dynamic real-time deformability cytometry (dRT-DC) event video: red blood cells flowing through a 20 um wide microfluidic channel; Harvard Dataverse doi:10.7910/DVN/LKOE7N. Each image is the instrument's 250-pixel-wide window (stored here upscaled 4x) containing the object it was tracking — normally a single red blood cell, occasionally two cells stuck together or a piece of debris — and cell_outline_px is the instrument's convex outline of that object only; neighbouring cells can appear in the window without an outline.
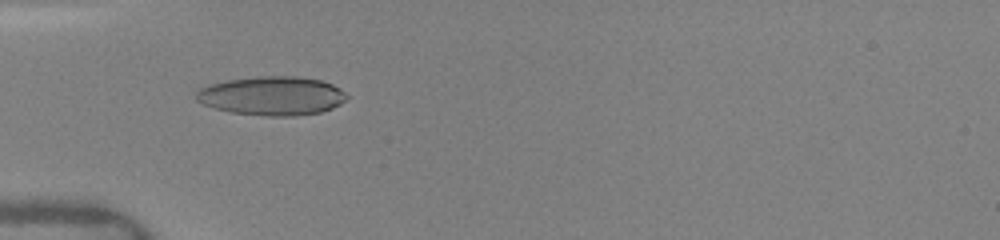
{"species": "human", "species_latin": "Homo sapiens", "temperature_condition": "warm", "stored_images_in_passage": 3, "camera_frame_rate_fps": 3000, "um_per_image_px": 0.085, "donor": {"sex": "female"}, "frame": {"image": 1, "passage_image": 2, "time_ms": 0.333, "image_size_px": [1000, 240], "cell_outline_px": [[348, 96], [340, 104], [332, 108], [320, 112], [296, 116], [268, 116], [232, 112], [216, 108], [204, 104], [196, 100], [196, 92], [200, 88], [208, 84], [228, 80], [256, 76], [296, 76], [320, 80], [332, 84], [340, 88]], "centroid_in_image_um": [23.12, 8.14], "position_along_channel_um": 61.9, "area_um2": 34.04}}